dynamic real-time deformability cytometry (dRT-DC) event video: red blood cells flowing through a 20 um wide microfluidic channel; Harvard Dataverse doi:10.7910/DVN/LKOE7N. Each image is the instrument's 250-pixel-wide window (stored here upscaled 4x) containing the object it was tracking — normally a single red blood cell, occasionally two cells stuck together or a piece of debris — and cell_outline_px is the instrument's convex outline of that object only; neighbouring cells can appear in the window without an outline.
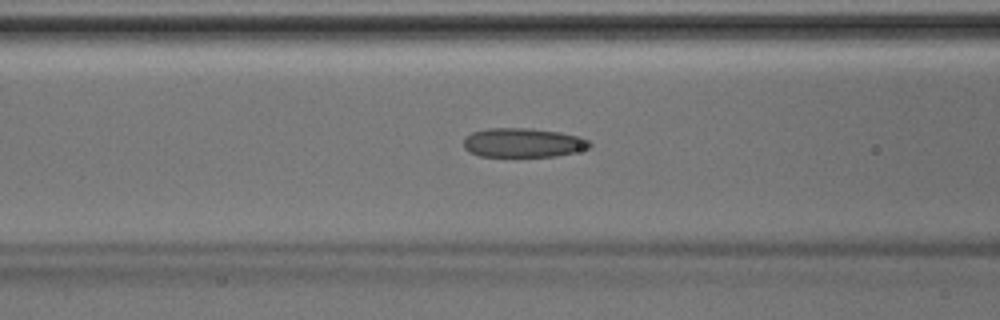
{"species": "Egyptian fruit bat (a non-hibernating species)", "species_latin": "Rousettus aegyptiacus", "temperature_condition": "room temperature", "stored_images_in_passage": 25, "camera_frame_rate_fps": 3000, "um_per_image_px": 0.085, "animal": {"sex": "male"}, "frame": {"image": 1, "passage_image": 18, "time_ms": 5.667, "image_size_px": [1000, 320], "cell_outline_px": [[592, 144], [588, 148], [556, 156], [480, 156], [468, 152], [464, 148], [464, 136], [472, 132], [484, 128], [532, 128], [560, 132], [580, 136], [588, 140]], "centroid_in_image_um": [44.42, 12.11], "position_along_channel_um": 122.2, "area_um2": 21.56}}